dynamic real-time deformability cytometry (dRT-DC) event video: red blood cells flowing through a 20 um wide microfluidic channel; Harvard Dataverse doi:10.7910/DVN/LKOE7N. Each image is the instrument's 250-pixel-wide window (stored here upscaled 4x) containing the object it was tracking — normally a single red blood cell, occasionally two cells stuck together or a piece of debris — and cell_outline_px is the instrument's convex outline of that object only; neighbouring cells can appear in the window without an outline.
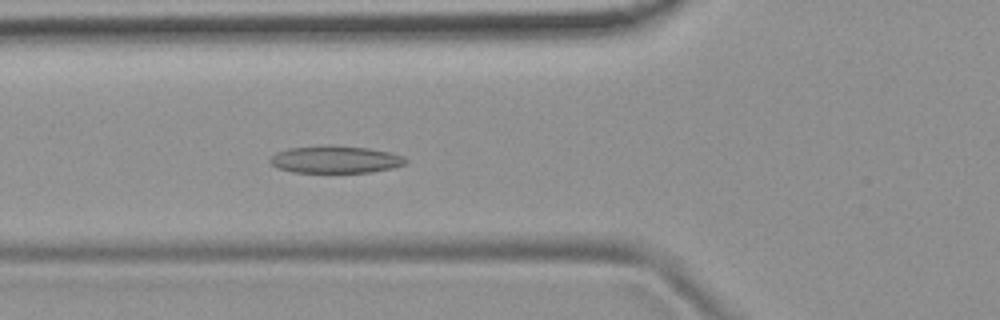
{"species": "common noctule bat (a hibernating species)", "species_latin": "Nyctalus noctula", "temperature_condition": "room temperature", "stored_images_in_passage": 42, "camera_frame_rate_fps": 3000, "um_per_image_px": 0.085, "animal": {"sex": "female", "body_mass_g": 19.9}, "frame": {"image": 1, "passage_image": 7, "time_ms": 2.0, "image_size_px": [1000, 320], "cell_outline_px": [[408, 160], [404, 164], [392, 168], [372, 172], [292, 172], [276, 168], [268, 160], [276, 152], [288, 148], [328, 144], [368, 148], [388, 152], [404, 156]], "centroid_in_image_um": [28.48, 13.54], "position_along_channel_um": 97.3, "area_um2": 21.73}}
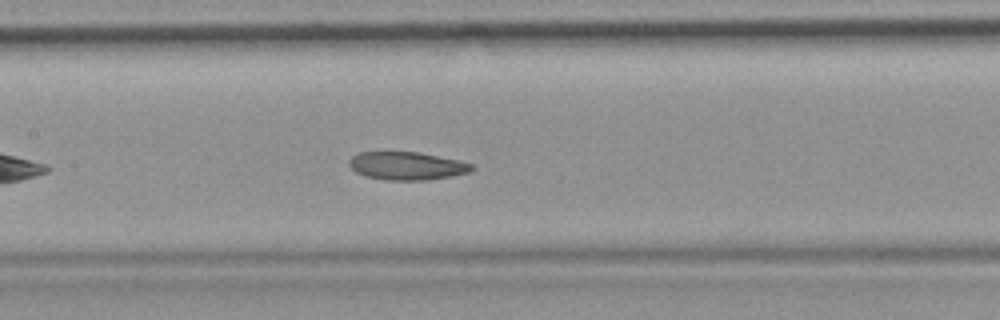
{"frame": {"image": 2, "passage_image": 13, "time_ms": 4.0, "image_size_px": [1000, 320], "cell_outline_px": [[476, 168], [472, 172], [452, 176], [428, 180], [384, 180], [364, 176], [356, 172], [348, 164], [348, 160], [352, 156], [360, 152], [384, 148], [416, 152], [460, 160], [472, 164]], "centroid_in_image_um": [34.54, 14.06], "position_along_channel_um": 172.9, "area_um2": 21.04}, "authors_computed_cell_mechanics": {"area_um2": 21.1548, "velocity_mm_per_s": 3.7784, "shape_relaxation_time_tau1_ms": 6.5333, "shape_relaxation_time_tau2_ms": 7.7602, "deformation_change_tau1": 0.1314, "deformation_change_tau2": 0.1236}}